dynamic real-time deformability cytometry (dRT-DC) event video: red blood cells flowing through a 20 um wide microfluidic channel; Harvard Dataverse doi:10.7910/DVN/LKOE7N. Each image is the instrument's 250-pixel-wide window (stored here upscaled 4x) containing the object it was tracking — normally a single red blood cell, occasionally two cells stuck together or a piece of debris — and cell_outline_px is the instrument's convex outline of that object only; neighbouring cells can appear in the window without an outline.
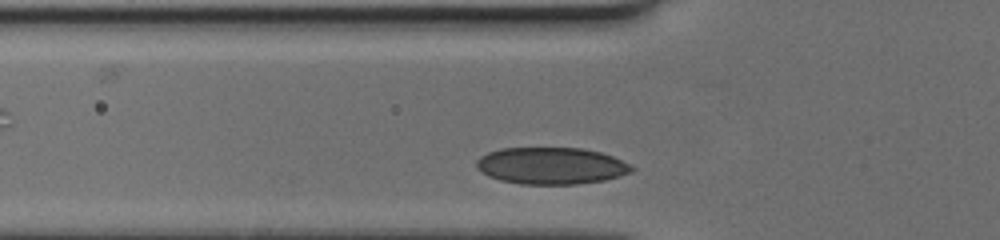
{"species": "human", "species_latin": "Homo sapiens", "temperature_condition": "cold", "stored_images_in_passage": 33, "camera_frame_rate_fps": 3000, "um_per_image_px": 0.085, "donor": {"sex": "female"}, "frame": {"image": 1, "passage_image": 2, "time_ms": 0.333, "image_size_px": [1000, 240], "cell_outline_px": [[636, 168], [632, 172], [604, 180], [576, 184], [520, 184], [500, 180], [488, 176], [480, 172], [476, 168], [476, 160], [480, 156], [488, 152], [500, 148], [580, 148], [600, 152], [612, 156], [632, 164]], "centroid_in_image_um": [46.84, 14.09], "position_along_channel_um": 79.0, "area_um2": 33.52}}
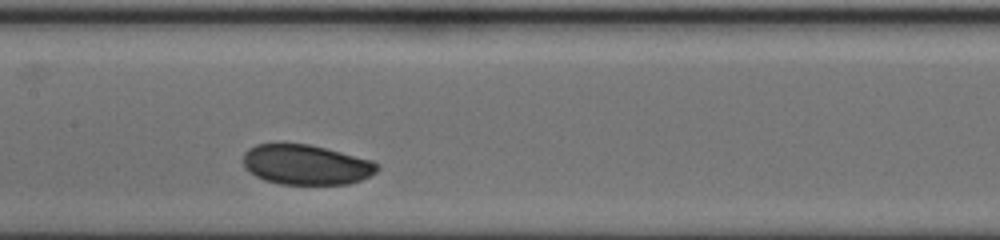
{"frame": {"image": 2, "passage_image": 10, "time_ms": 3.0, "image_size_px": [1000, 240], "cell_outline_px": [[380, 168], [376, 172], [360, 180], [348, 184], [280, 184], [264, 180], [256, 176], [244, 168], [244, 152], [248, 148], [256, 144], [308, 144], [372, 160]], "centroid_in_image_um": [25.99, 14.0], "position_along_channel_um": 181.4, "area_um2": 31.04}}
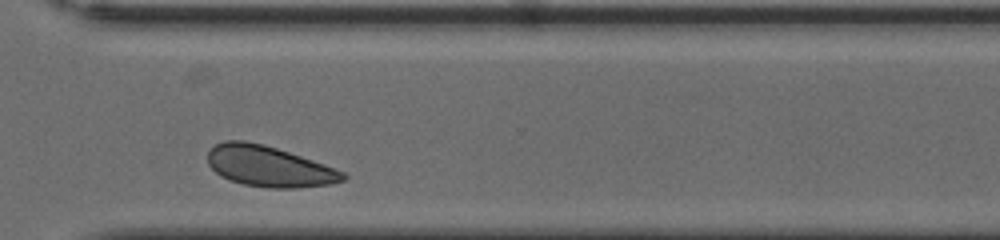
{"frame": {"image": 3, "passage_image": 23, "time_ms": 7.333, "image_size_px": [1000, 240], "cell_outline_px": [[348, 176], [344, 180], [332, 184], [296, 188], [268, 188], [244, 184], [220, 176], [208, 164], [208, 152], [216, 144], [224, 140], [244, 140], [264, 144], [324, 164], [344, 172]], "centroid_in_image_um": [22.86, 14.14], "position_along_channel_um": 347.7, "area_um2": 31.96}}